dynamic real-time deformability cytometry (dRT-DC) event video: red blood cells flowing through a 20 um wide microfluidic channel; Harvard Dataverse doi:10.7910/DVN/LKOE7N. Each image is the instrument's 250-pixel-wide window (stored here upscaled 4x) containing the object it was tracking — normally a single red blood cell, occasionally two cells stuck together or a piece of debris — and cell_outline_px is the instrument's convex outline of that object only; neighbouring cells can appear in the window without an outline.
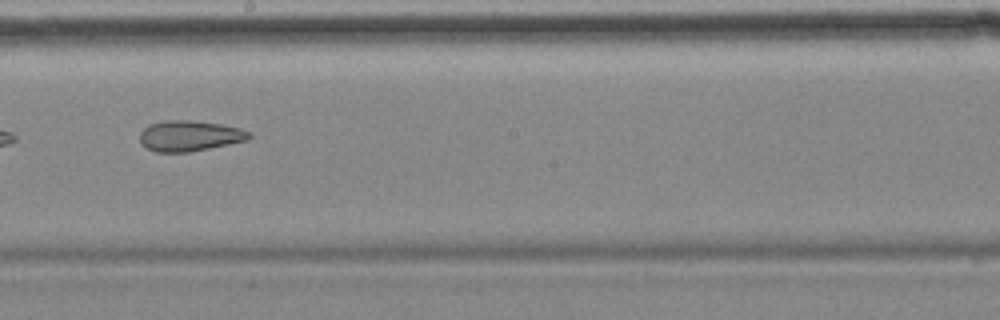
{"species": "common noctule bat (a hibernating species)", "species_latin": "Nyctalus noctula", "temperature_condition": "cold", "stored_images_in_passage": 13, "camera_frame_rate_fps": 3000, "um_per_image_px": 0.085, "animal": {"sex": "female", "body_mass_g": 18.4}, "frame": {"image": 1, "passage_image": 8, "time_ms": 9.333, "image_size_px": [1000, 320], "cell_outline_px": [[252, 136], [248, 140], [188, 152], [156, 152], [148, 148], [140, 140], [140, 132], [148, 124], [164, 120], [188, 120], [220, 124], [240, 128], [252, 132]], "centroid_in_image_um": [16.13, 11.54], "position_along_channel_um": 232.1, "area_um2": 19.42}}